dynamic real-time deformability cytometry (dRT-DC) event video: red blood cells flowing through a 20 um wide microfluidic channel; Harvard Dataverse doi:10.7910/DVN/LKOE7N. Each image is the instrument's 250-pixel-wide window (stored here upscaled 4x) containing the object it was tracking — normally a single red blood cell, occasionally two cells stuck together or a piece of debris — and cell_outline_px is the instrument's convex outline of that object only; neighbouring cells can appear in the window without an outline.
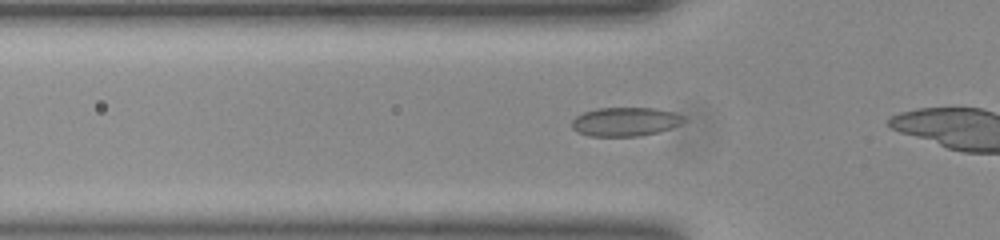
{"species": "common noctule bat (a hibernating species)", "species_latin": "Nyctalus noctula", "temperature_condition": "room temperature", "stored_images_in_passage": 10, "camera_frame_rate_fps": 3000, "um_per_image_px": 0.085, "animal": {"sex": "female", "body_mass_g": 23.0, "forearm_length_mm": 53.4}, "frame": {"image": 1, "passage_image": 4, "time_ms": 1.0, "image_size_px": [1000, 240], "cell_outline_px": [[688, 120], [672, 128], [640, 136], [588, 136], [572, 128], [572, 120], [576, 116], [584, 112], [596, 108], [656, 108], [676, 112], [684, 116]], "centroid_in_image_um": [53.19, 10.33], "position_along_channel_um": 72.6, "area_um2": 18.96}}
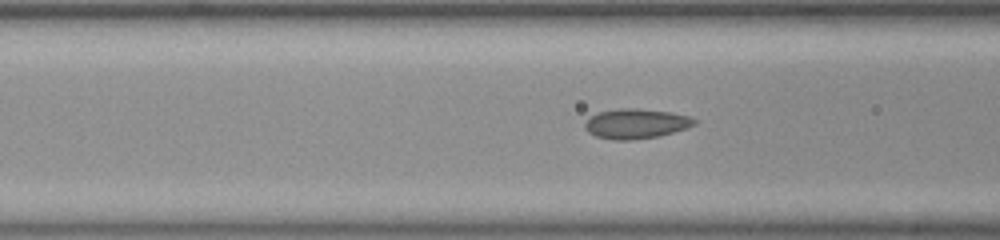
{"frame": {"image": 2, "passage_image": 7, "time_ms": 2.0, "image_size_px": [1000, 240], "cell_outline_px": [[696, 124], [688, 128], [656, 136], [632, 140], [612, 140], [596, 136], [588, 132], [584, 128], [584, 124], [592, 116], [600, 112], [620, 108], [636, 108], [668, 112], [688, 116], [696, 120]], "centroid_in_image_um": [54.05, 10.52], "position_along_channel_um": 112.6, "area_um2": 18.79}}